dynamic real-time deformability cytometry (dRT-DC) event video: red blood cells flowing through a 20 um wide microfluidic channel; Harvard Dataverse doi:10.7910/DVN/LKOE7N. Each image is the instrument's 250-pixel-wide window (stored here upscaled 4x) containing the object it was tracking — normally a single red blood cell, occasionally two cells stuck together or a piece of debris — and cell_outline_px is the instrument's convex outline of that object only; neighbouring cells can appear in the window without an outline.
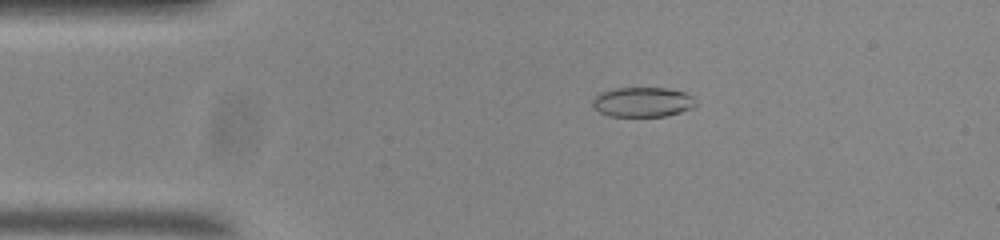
{"species": "common noctule bat (a hibernating species)", "species_latin": "Nyctalus noctula", "temperature_condition": "room temperature", "stored_images_in_passage": 54, "camera_frame_rate_fps": 3000, "um_per_image_px": 0.085, "animal": {"sex": "male", "body_mass_g": 20.0, "forearm_length_mm": 53.3}, "frame": {"image": 1, "passage_image": 10, "time_ms": 3.0, "image_size_px": [1000, 240], "cell_outline_px": [[696, 104], [692, 108], [680, 112], [664, 116], [608, 116], [600, 112], [592, 104], [592, 100], [600, 92], [616, 88], [668, 88], [684, 92], [692, 96], [696, 100]], "centroid_in_image_um": [54.63, 8.67], "position_along_channel_um": 30.4, "area_um2": 17.86}}
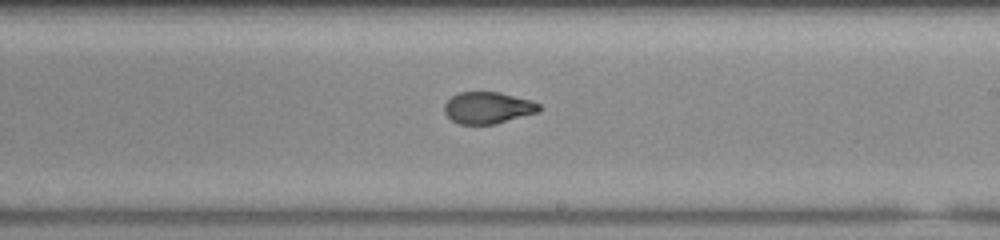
{"frame": {"image": 2, "passage_image": 31, "time_ms": 10.0, "image_size_px": [1000, 240], "cell_outline_px": [[540, 112], [496, 124], [460, 124], [452, 120], [444, 112], [444, 104], [452, 96], [460, 92], [500, 92], [532, 100], [540, 104]], "centroid_in_image_um": [41.5, 9.16], "position_along_channel_um": 247.5, "area_um2": 17.63}}
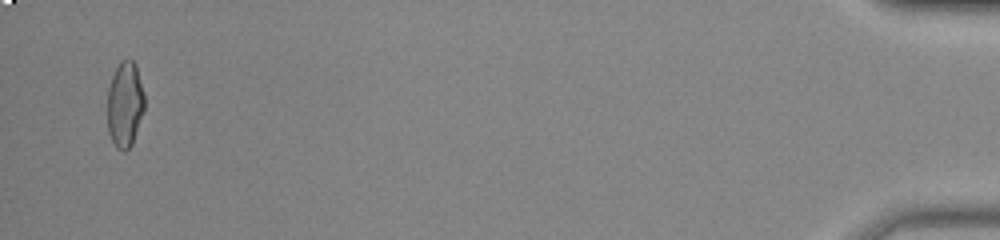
{"frame": {"image": 3, "passage_image": 53, "time_ms": 17.333, "image_size_px": [1000, 240], "cell_outline_px": [[144, 108], [132, 144], [124, 152], [116, 148], [108, 132], [108, 88], [112, 76], [120, 60], [128, 56], [136, 64], [144, 92]], "centroid_in_image_um": [10.62, 8.83], "position_along_channel_um": 424.6, "area_um2": 18.61}, "authors_computed_cell_mechanics": {"area_um2": 18.6405, "velocity_mm_per_s": 3.7099, "shape_relaxation_time_tau1_ms": null, "shape_relaxation_time_tau2_ms": 1.1828, "deformation_change_tau1": null, "deformation_change_tau2": 0.0575}}